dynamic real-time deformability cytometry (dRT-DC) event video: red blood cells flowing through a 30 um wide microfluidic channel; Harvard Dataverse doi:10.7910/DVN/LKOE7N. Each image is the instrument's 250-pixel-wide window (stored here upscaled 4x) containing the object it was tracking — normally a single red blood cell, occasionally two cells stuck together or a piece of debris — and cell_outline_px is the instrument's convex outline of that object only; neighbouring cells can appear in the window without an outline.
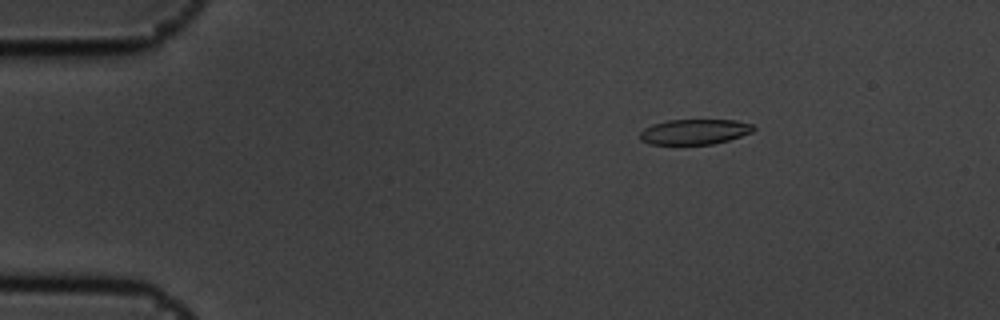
{"species": "common noctule bat (a hibernating species)", "species_latin": "Nyctalus noctula", "temperature_condition": "cold", "stored_images_in_passage": 5, "camera_frame_rate_fps": 3000, "um_per_image_px": 0.085, "animal": {"sex": "male", "body_mass_g": 19.5, "forearm_length_mm": 54.6}, "frame": {"image": 1, "passage_image": 3, "time_ms": 0.667, "image_size_px": [1000, 320], "cell_outline_px": [[756, 128], [752, 132], [728, 140], [712, 144], [648, 144], [640, 140], [640, 132], [644, 128], [652, 124], [668, 120], [736, 120], [752, 124]], "centroid_in_image_um": [59.02, 11.2], "position_along_channel_um": 26.0, "area_um2": 16.7}}